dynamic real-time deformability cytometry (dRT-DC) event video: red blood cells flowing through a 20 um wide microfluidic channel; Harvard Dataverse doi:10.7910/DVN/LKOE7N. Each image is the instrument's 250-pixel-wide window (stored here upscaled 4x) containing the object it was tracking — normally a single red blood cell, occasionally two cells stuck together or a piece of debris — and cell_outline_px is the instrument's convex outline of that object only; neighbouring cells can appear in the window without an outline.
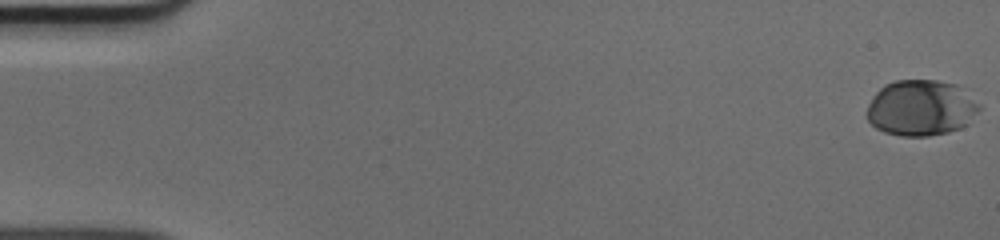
{"species": "human", "species_latin": "Homo sapiens", "temperature_condition": "cold", "stored_images_in_passage": 47, "camera_frame_rate_fps": 3000, "um_per_image_px": 0.085, "donor": {"sex": "male"}, "frame": {"image": 1, "passage_image": 1, "time_ms": 0.0, "image_size_px": [1000, 240], "cell_outline_px": [[980, 108], [968, 124], [960, 128], [948, 132], [928, 136], [900, 136], [884, 132], [876, 128], [868, 120], [868, 104], [872, 96], [884, 84], [896, 80], [936, 80], [956, 84], [980, 104]], "centroid_in_image_um": [78.27, 9.17], "position_along_channel_um": 6.7, "area_um2": 36.59}}
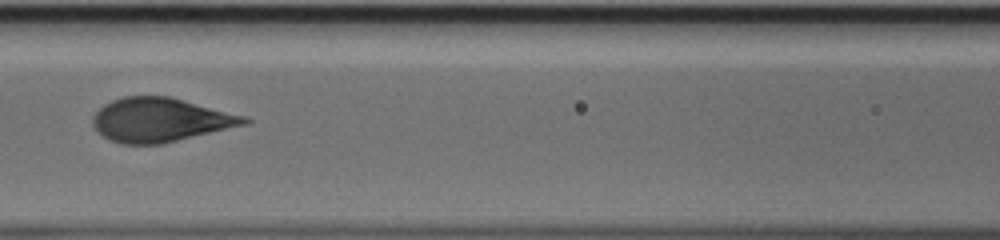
{"frame": {"image": 2, "passage_image": 24, "time_ms": 7.667, "image_size_px": [1000, 240], "cell_outline_px": [[252, 120], [248, 124], [160, 144], [124, 144], [108, 140], [92, 124], [92, 116], [104, 104], [112, 100], [124, 96], [168, 96], [244, 116]], "centroid_in_image_um": [13.6, 10.19], "position_along_channel_um": 153.0, "area_um2": 38.38}}
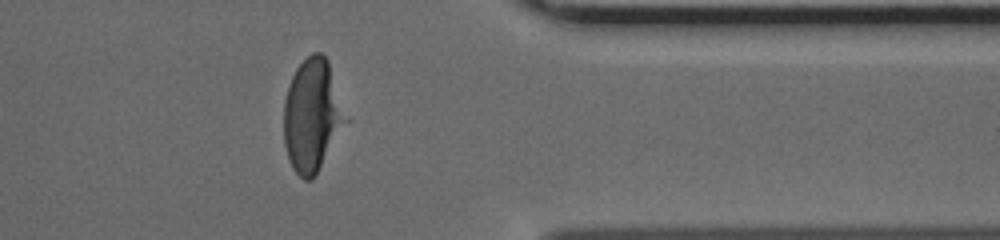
{"frame": {"image": 3, "passage_image": 42, "time_ms": 13.667, "image_size_px": [1000, 240], "cell_outline_px": [[348, 120], [316, 176], [312, 180], [304, 180], [292, 168], [288, 160], [284, 144], [284, 100], [288, 84], [296, 68], [312, 52], [320, 52], [328, 60]], "centroid_in_image_um": [26.52, 9.84], "position_along_channel_um": 384.9, "area_um2": 40.75}}